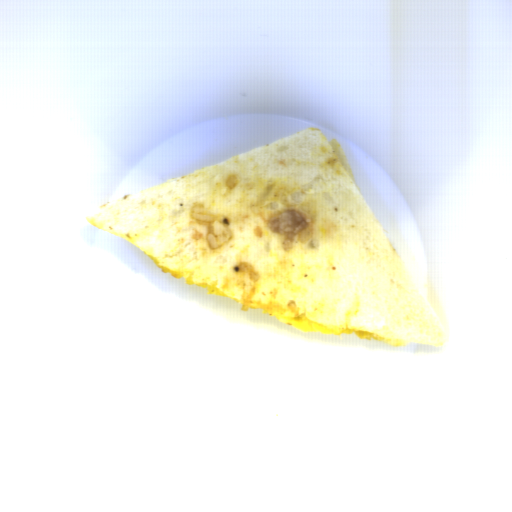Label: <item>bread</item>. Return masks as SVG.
Masks as SVG:
<instances>
[{"instance_id":"8d2b1439","label":"bread","mask_w":512,"mask_h":512,"mask_svg":"<svg viewBox=\"0 0 512 512\" xmlns=\"http://www.w3.org/2000/svg\"><path fill=\"white\" fill-rule=\"evenodd\" d=\"M89 222L165 274L302 331L445 347L429 300L318 127L121 195Z\"/></svg>"}]
</instances>
